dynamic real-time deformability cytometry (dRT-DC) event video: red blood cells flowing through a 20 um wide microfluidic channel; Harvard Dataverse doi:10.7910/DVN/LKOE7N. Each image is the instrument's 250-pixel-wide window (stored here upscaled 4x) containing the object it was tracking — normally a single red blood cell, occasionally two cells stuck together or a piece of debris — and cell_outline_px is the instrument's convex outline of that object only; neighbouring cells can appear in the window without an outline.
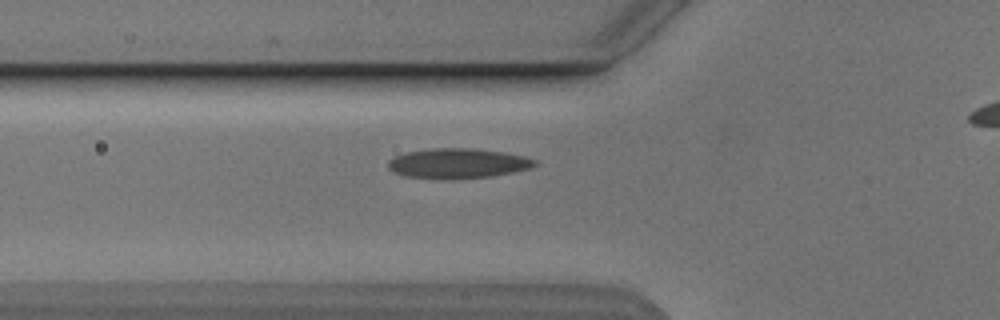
{"species": "Egyptian fruit bat (a non-hibernating species)", "species_latin": "Rousettus aegyptiacus", "temperature_condition": "cold", "stored_images_in_passage": 39, "camera_frame_rate_fps": 3000, "um_per_image_px": 0.085, "animal": {"sex": "male"}, "frame": {"image": 1, "passage_image": 11, "time_ms": 3.333, "image_size_px": [1000, 320], "cell_outline_px": [[536, 164], [532, 168], [492, 176], [444, 180], [436, 180], [404, 176], [392, 172], [388, 168], [388, 160], [396, 156], [408, 152], [432, 148], [476, 148], [504, 152], [524, 156], [536, 160]], "centroid_in_image_um": [38.89, 13.9], "position_along_channel_um": 86.9, "area_um2": 25.95}}
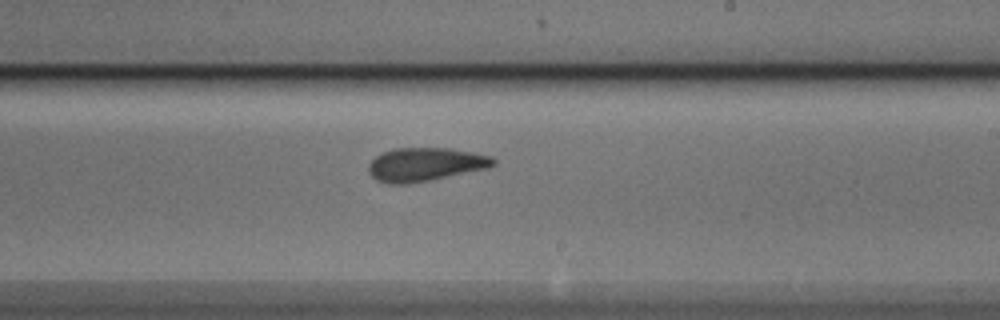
{"frame": {"image": 2, "passage_image": 24, "time_ms": 7.667, "image_size_px": [1000, 320], "cell_outline_px": [[496, 164], [488, 168], [408, 184], [388, 184], [376, 180], [368, 172], [368, 164], [376, 156], [384, 152], [396, 148], [452, 148], [476, 152], [492, 156], [496, 160]], "centroid_in_image_um": [36.16, 13.97], "position_along_channel_um": 252.8, "area_um2": 24.45}}
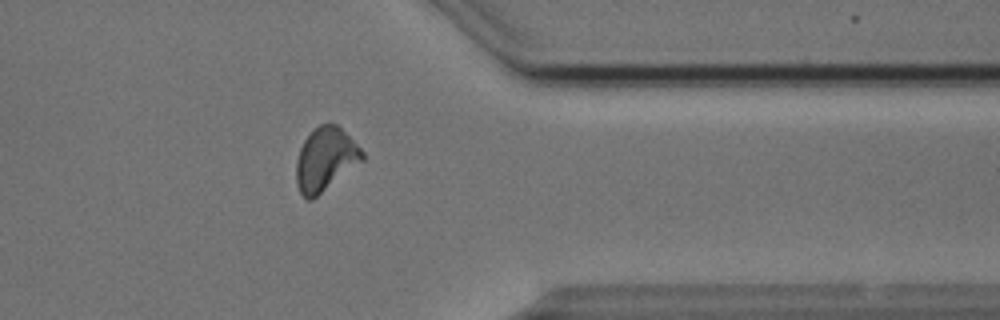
{"frame": {"image": 3, "passage_image": 35, "time_ms": 11.333, "image_size_px": [1000, 320], "cell_outline_px": [[364, 160], [312, 200], [308, 200], [300, 192], [296, 184], [296, 160], [300, 148], [304, 140], [320, 124], [336, 124], [364, 152]], "centroid_in_image_um": [27.65, 13.57], "position_along_channel_um": 383.8, "area_um2": 24.04}}